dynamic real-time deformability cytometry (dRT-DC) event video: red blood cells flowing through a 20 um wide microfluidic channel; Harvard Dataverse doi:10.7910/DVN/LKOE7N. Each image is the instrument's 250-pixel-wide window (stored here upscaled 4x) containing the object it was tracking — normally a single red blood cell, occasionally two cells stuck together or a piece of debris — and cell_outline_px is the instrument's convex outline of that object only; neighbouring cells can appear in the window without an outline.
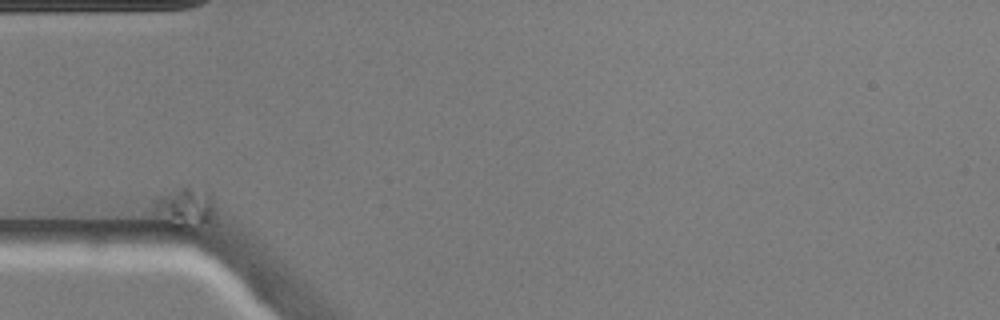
{"species": "common noctule bat (a hibernating species)", "species_latin": "Nyctalus noctula", "temperature_condition": "warm", "stored_images_in_passage": 41, "camera_frame_rate_fps": 3000, "um_per_image_px": 0.085, "animal": {"sex": "male", "body_mass_g": 20.5, "forearm_length_mm": 52.5}, "frame": {"image": 1, "passage_image": 1, "time_ms": 0.0, "image_size_px": [1000, 320], "cell_outline_px": [[216, 216], [212, 232], [192, 232], [164, 228], [152, 220], [152, 208], [156, 200], [160, 196], [184, 184], [188, 184], [212, 192]], "centroid_in_image_um": [15.78, 17.83], "position_along_channel_um": 69.2, "area_um2": 17.57}}
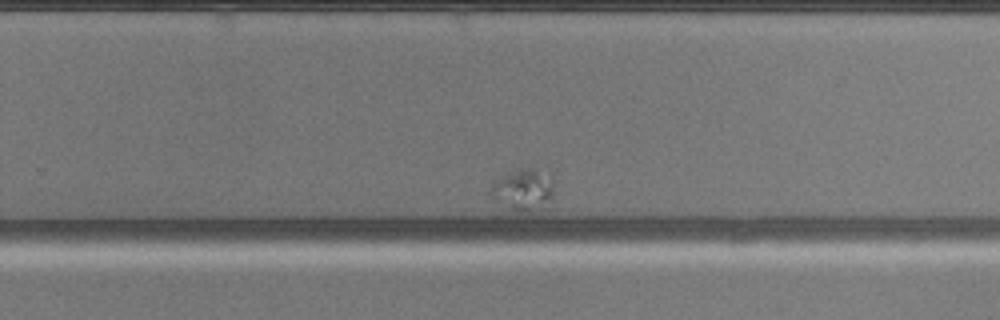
{"frame": {"image": 2, "passage_image": 30, "time_ms": 9.667, "image_size_px": [1000, 320], "cell_outline_px": [[556, 184], [552, 208], [544, 212], [516, 212], [492, 200], [492, 180], [508, 172], [520, 168], [532, 168], [552, 172]], "centroid_in_image_um": [44.63, 16.17], "position_along_channel_um": 285.2, "area_um2": 17.05}}
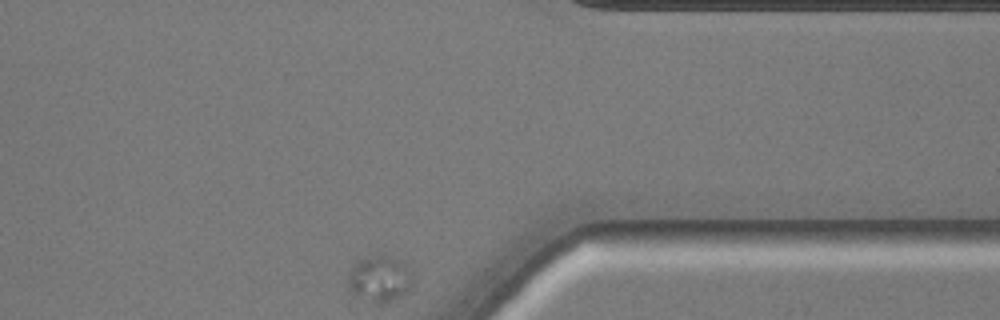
{"frame": {"image": 3, "passage_image": 41, "time_ms": 13.333, "image_size_px": [1000, 320], "cell_outline_px": [[412, 284], [400, 296], [388, 304], [376, 304], [352, 296], [348, 292], [348, 272], [352, 264], [356, 260], [376, 252], [388, 256], [412, 268]], "centroid_in_image_um": [32.19, 23.7], "position_along_channel_um": 379.2, "area_um2": 18.26}}